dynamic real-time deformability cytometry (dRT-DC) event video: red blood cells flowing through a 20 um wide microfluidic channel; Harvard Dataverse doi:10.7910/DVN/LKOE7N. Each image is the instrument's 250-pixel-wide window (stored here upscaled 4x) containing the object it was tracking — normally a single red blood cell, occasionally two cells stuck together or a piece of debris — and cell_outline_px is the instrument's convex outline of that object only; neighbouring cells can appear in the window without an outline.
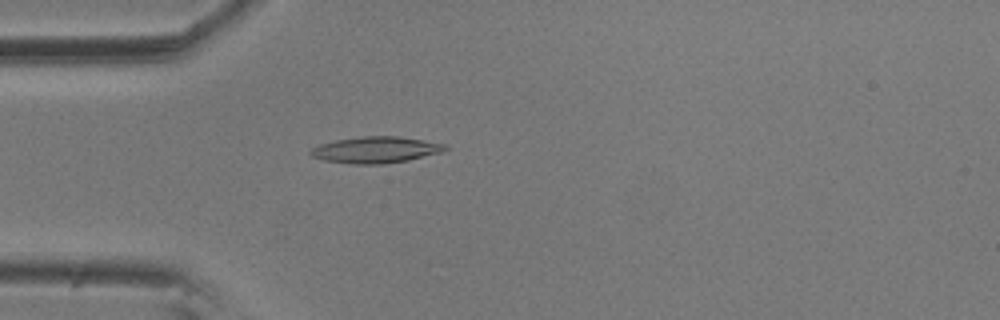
{"species": "common noctule bat (a hibernating species)", "species_latin": "Nyctalus noctula", "temperature_condition": "room temperature", "stored_images_in_passage": 5, "camera_frame_rate_fps": 3000, "um_per_image_px": 0.085, "animal": {"sex": "male", "body_mass_g": 20.5, "forearm_length_mm": 52.5}, "frame": {"image": 1, "passage_image": 5, "time_ms": 1.333, "image_size_px": [1000, 320], "cell_outline_px": [[448, 148], [440, 152], [408, 160], [384, 164], [352, 164], [324, 160], [312, 156], [308, 152], [312, 148], [320, 144], [336, 140], [364, 136], [400, 136], [448, 144]], "centroid_in_image_um": [31.95, 12.73], "position_along_channel_um": 53.1, "area_um2": 20.63}}